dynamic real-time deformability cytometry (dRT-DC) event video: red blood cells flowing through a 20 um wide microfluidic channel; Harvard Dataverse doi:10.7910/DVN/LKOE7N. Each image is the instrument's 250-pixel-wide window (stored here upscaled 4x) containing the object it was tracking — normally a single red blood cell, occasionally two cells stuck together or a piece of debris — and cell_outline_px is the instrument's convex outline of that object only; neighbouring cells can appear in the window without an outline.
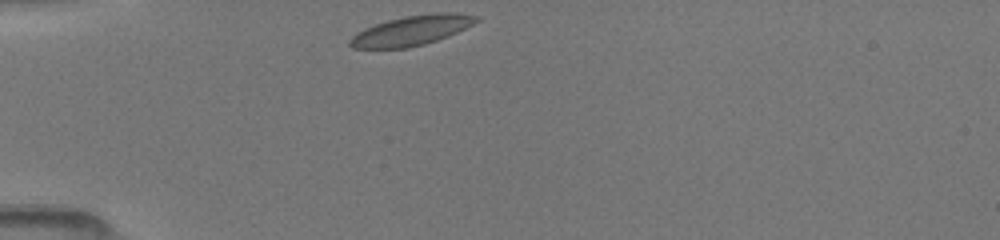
{"species": "common noctule bat (a hibernating species)", "species_latin": "Nyctalus noctula", "temperature_condition": "room temperature", "stored_images_in_passage": 39, "camera_frame_rate_fps": 3000, "um_per_image_px": 0.085, "animal": {"sex": "female", "body_mass_g": 19.5, "forearm_length_mm": 54.1}, "frame": {"image": 1, "passage_image": 1, "time_ms": 0.0, "image_size_px": [1000, 240], "cell_outline_px": [[480, 20], [448, 36], [424, 44], [408, 48], [352, 48], [348, 44], [348, 40], [356, 32], [364, 28], [388, 20], [404, 16], [440, 12], [456, 12], [476, 16]], "centroid_in_image_um": [34.95, 2.59], "position_along_channel_um": 50.1, "area_um2": 21.85}}
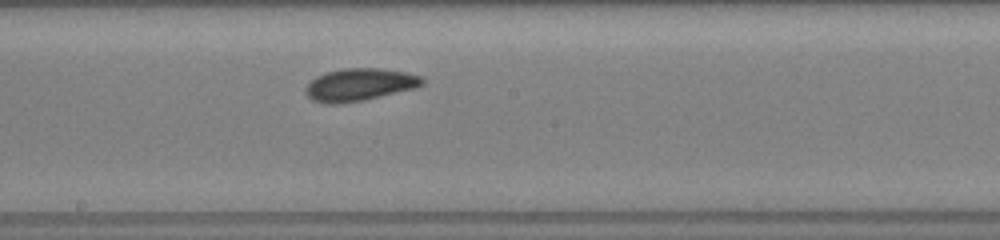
{"frame": {"image": 2, "passage_image": 13, "time_ms": 4.667, "image_size_px": [1000, 240], "cell_outline_px": [[424, 84], [412, 88], [364, 100], [332, 104], [328, 104], [312, 100], [304, 92], [304, 88], [316, 76], [328, 72], [344, 68], [380, 68], [404, 72], [420, 76], [424, 80]], "centroid_in_image_um": [30.52, 7.19], "position_along_channel_um": 217.7, "area_um2": 21.73}}
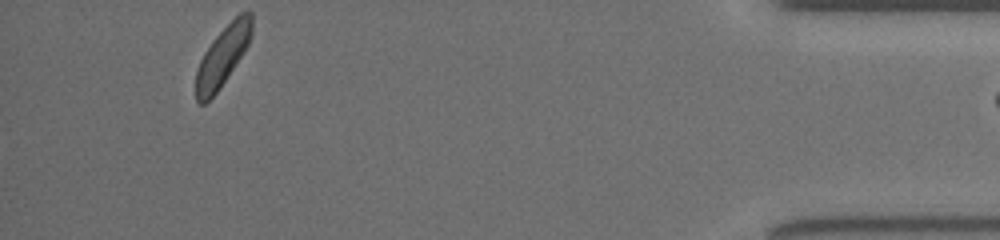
{"frame": {"image": 3, "passage_image": 39, "time_ms": 11.0, "image_size_px": [1000, 240], "cell_outline_px": [[252, 36], [244, 52], [220, 88], [204, 104], [200, 104], [196, 100], [196, 72], [200, 60], [204, 52], [212, 40], [240, 12], [252, 12]], "centroid_in_image_um": [18.93, 4.77], "position_along_channel_um": 416.3, "area_um2": 19.25}}